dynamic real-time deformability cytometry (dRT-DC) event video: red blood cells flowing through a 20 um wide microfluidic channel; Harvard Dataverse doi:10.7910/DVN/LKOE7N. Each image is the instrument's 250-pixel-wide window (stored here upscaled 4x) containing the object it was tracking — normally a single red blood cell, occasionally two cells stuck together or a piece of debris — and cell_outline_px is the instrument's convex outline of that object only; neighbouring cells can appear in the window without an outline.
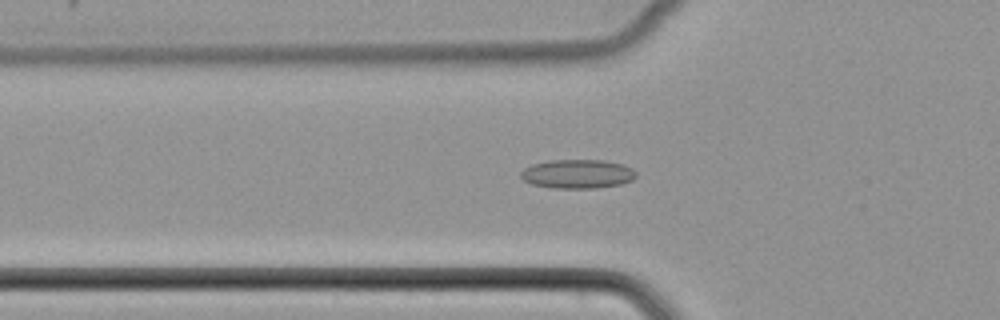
{"species": "common noctule bat (a hibernating species)", "species_latin": "Nyctalus noctula", "temperature_condition": "cold", "stored_images_in_passage": 52, "camera_frame_rate_fps": 3000, "um_per_image_px": 0.085, "animal": {"sex": "female", "body_mass_g": 22.7, "forearm_length_mm": 54.2}, "frame": {"image": 1, "passage_image": 19, "time_ms": 6.0, "image_size_px": [1000, 320], "cell_outline_px": [[636, 176], [632, 180], [620, 184], [596, 188], [552, 188], [532, 184], [524, 180], [520, 176], [520, 172], [524, 168], [532, 164], [548, 160], [604, 160], [624, 164], [632, 168], [636, 172]], "centroid_in_image_um": [49.09, 14.78], "position_along_channel_um": 76.7, "area_um2": 19.59}}
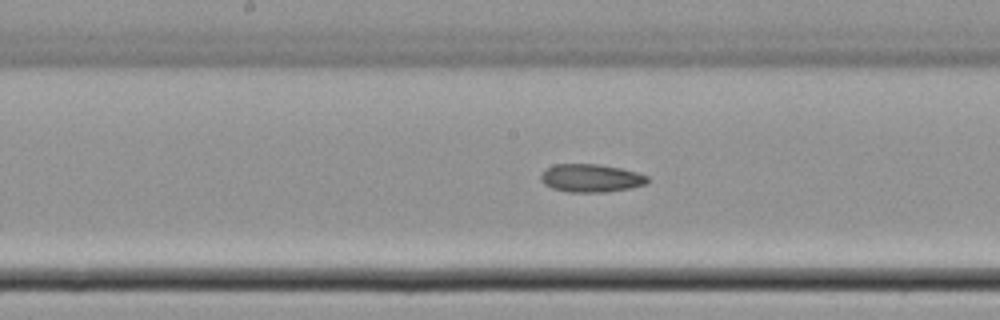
{"frame": {"image": 2, "passage_image": 28, "time_ms": 9.0, "image_size_px": [1000, 320], "cell_outline_px": [[648, 184], [632, 188], [604, 192], [568, 192], [552, 188], [544, 184], [540, 180], [540, 176], [552, 164], [596, 164], [620, 168], [636, 172], [648, 176]], "centroid_in_image_um": [50.24, 15.14], "position_along_channel_um": 198.0, "area_um2": 17.46}}
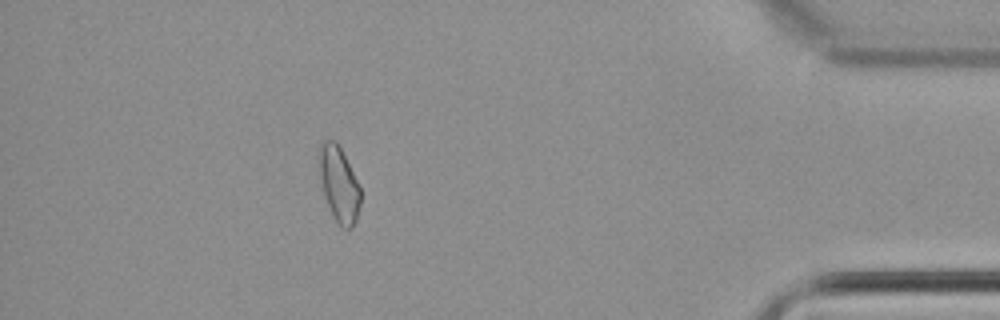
{"frame": {"image": 3, "passage_image": 47, "time_ms": 15.333, "image_size_px": [1000, 320], "cell_outline_px": [[360, 204], [356, 220], [352, 228], [344, 228], [336, 224], [328, 204], [324, 192], [316, 164], [316, 148], [320, 140], [336, 140], [360, 184]], "centroid_in_image_um": [28.76, 15.57], "position_along_channel_um": 406.4, "area_um2": 18.79}}